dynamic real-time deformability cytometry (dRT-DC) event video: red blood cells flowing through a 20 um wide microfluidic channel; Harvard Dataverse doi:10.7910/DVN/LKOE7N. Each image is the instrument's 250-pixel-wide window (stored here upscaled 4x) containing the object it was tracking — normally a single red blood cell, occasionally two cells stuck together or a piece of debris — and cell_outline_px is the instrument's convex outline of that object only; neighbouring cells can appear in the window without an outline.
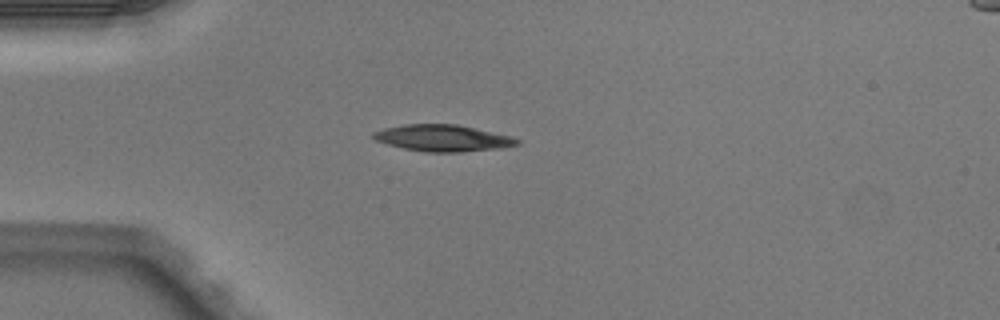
{"species": "Egyptian fruit bat (a non-hibernating species)", "species_latin": "Rousettus aegyptiacus", "temperature_condition": "warm", "stored_images_in_passage": 3, "camera_frame_rate_fps": 3000, "um_per_image_px": 0.085, "animal": {"sex": "male"}, "frame": {"image": 1, "passage_image": 2, "time_ms": 0.333, "image_size_px": [1000, 320], "cell_outline_px": [[520, 144], [500, 148], [460, 152], [424, 152], [404, 148], [388, 144], [376, 140], [372, 136], [372, 132], [384, 128], [404, 124], [456, 124], [512, 136], [520, 140]], "centroid_in_image_um": [37.64, 11.73], "position_along_channel_um": 47.4, "area_um2": 22.2}}